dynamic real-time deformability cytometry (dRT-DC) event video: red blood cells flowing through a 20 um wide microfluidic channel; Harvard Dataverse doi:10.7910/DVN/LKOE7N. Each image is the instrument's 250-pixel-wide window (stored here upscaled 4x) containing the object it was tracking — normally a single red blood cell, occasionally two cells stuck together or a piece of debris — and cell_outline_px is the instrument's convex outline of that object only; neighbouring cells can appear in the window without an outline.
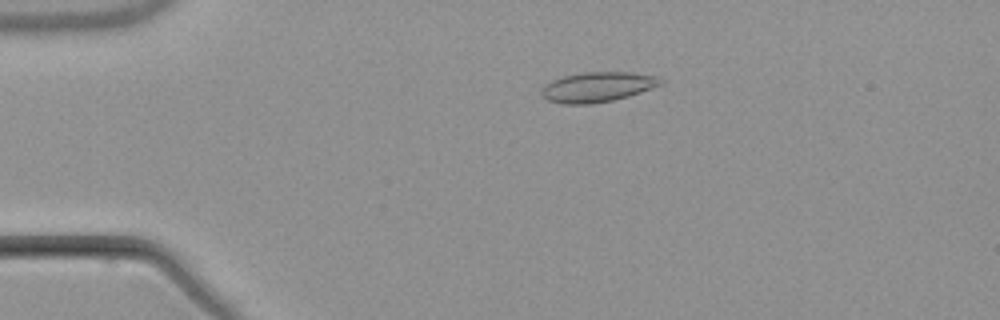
{"species": "common noctule bat (a hibernating species)", "species_latin": "Nyctalus noctula", "temperature_condition": "warm", "stored_images_in_passage": 5, "camera_frame_rate_fps": 3000, "um_per_image_px": 0.085, "animal": {"sex": "male", "body_mass_g": 21.5, "forearm_length_mm": 52.0}, "frame": {"image": 1, "passage_image": 4, "time_ms": 3.667, "image_size_px": [1000, 320], "cell_outline_px": [[664, 84], [628, 96], [612, 100], [592, 104], [564, 104], [548, 100], [540, 92], [544, 84], [552, 80], [564, 76], [584, 72], [632, 72], [660, 76], [664, 80]], "centroid_in_image_um": [50.83, 7.38], "position_along_channel_um": 34.2, "area_um2": 20.92}}